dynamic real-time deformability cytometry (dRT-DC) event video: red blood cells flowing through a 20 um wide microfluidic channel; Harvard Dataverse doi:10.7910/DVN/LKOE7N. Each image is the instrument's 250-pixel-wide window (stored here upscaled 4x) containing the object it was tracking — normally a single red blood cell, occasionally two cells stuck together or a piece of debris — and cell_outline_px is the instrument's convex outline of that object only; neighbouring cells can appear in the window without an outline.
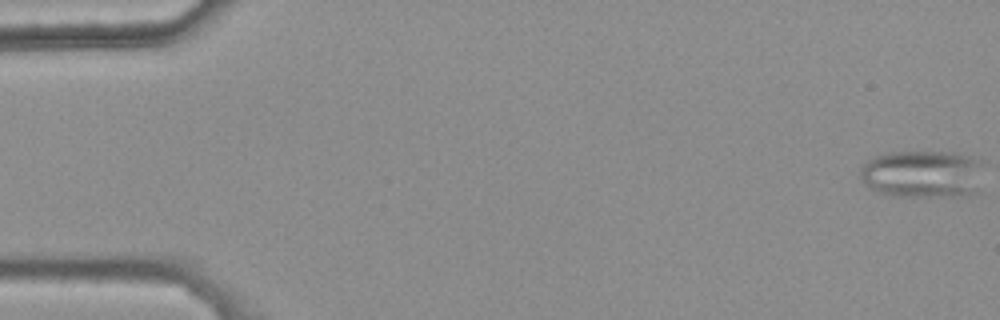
{"species": "common noctule bat (a hibernating species)", "species_latin": "Nyctalus noctula", "temperature_condition": "warm", "stored_images_in_passage": 48, "segment_of_instrument_passage": [1, 2], "camera_frame_rate_fps": 3000, "um_per_image_px": 0.085, "animal": {"sex": "female", "body_mass_g": 25.1}, "frame": {"image": 1, "passage_image": 1, "time_ms": 0.0, "image_size_px": [1000, 320], "cell_outline_px": [[984, 160], [976, 192], [964, 196], [896, 196], [876, 192], [868, 188], [864, 184], [860, 176], [860, 168], [868, 160], [876, 156], [888, 152], [952, 152], [976, 156]], "centroid_in_image_um": [78.43, 14.78], "position_along_channel_um": 6.6, "area_um2": 34.8}}